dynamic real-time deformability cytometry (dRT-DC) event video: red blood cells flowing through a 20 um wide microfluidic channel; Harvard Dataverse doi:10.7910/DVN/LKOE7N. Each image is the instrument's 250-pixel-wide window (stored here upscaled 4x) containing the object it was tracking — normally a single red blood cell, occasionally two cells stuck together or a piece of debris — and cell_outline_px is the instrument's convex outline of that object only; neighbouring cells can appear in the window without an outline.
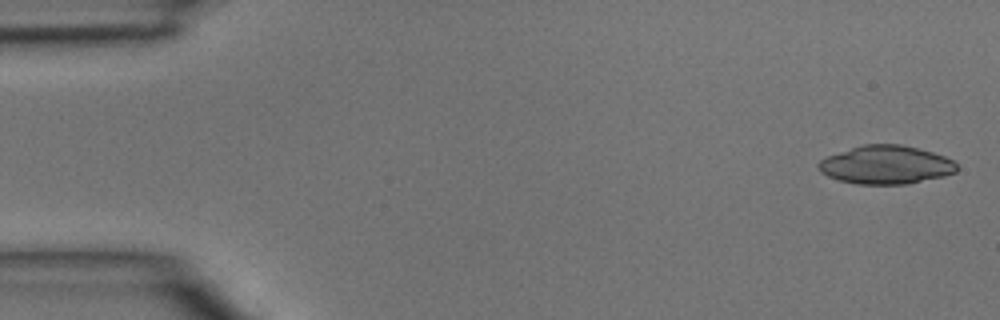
{"species": "common noctule bat (a hibernating species)", "species_latin": "Nyctalus noctula", "temperature_condition": "room temperature", "stored_images_in_passage": 43, "camera_frame_rate_fps": 3000, "um_per_image_px": 0.085, "animal": {"sex": "male", "body_mass_g": 15.6}, "frame": {"image": 1, "passage_image": 1, "time_ms": 0.0, "image_size_px": [1000, 320], "cell_outline_px": [[956, 172], [944, 176], [908, 184], [856, 184], [840, 180], [828, 176], [820, 172], [816, 164], [820, 160], [828, 156], [864, 144], [900, 144], [932, 152], [944, 156], [952, 160], [956, 164]], "centroid_in_image_um": [75.29, 14.02], "position_along_channel_um": 9.7, "area_um2": 30.75}}